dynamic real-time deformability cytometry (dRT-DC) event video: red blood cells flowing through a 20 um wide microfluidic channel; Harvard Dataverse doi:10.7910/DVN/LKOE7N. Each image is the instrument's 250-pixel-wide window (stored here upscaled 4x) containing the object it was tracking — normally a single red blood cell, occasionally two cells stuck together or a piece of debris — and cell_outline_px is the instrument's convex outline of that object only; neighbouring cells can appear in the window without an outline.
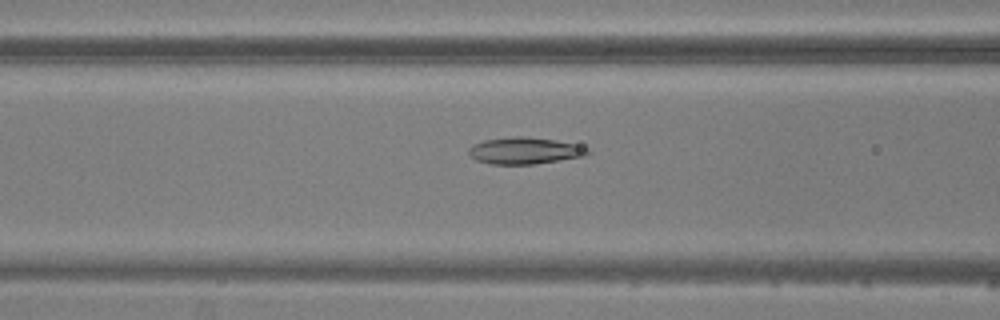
{"species": "common noctule bat (a hibernating species)", "species_latin": "Nyctalus noctula", "temperature_condition": "warm", "stored_images_in_passage": 4, "camera_frame_rate_fps": 3000, "um_per_image_px": 0.085, "animal": {"sex": "male", "body_mass_g": 20.5, "forearm_length_mm": 52.5}, "frame": {"image": 1, "passage_image": 4, "time_ms": 3.667, "image_size_px": [1000, 320], "cell_outline_px": [[592, 152], [584, 156], [532, 164], [492, 164], [476, 160], [468, 152], [468, 148], [472, 144], [484, 140], [516, 136], [520, 136], [552, 140], [572, 144], [588, 148]], "centroid_in_image_um": [44.55, 12.81], "position_along_channel_um": 122.0, "area_um2": 18.15}}